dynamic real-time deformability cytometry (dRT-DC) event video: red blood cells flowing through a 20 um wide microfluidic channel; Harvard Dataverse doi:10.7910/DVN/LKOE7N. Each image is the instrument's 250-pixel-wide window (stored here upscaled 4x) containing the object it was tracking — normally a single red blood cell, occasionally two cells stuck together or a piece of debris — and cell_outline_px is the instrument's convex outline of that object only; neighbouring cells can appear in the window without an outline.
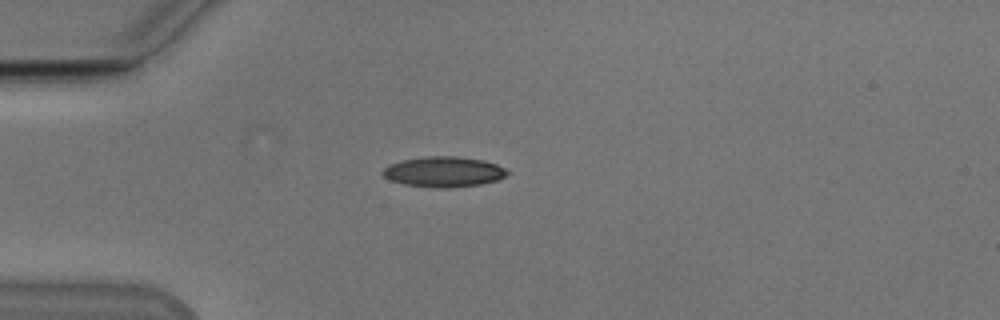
{"species": "Egyptian fruit bat (a non-hibernating species)", "species_latin": "Rousettus aegyptiacus", "temperature_condition": "cold", "stored_images_in_passage": 40, "camera_frame_rate_fps": 3000, "um_per_image_px": 0.085, "animal": {"sex": "male"}, "frame": {"image": 1, "passage_image": 1, "time_ms": 0.0, "image_size_px": [1000, 320], "cell_outline_px": [[508, 176], [496, 180], [480, 184], [448, 188], [436, 188], [404, 184], [388, 180], [380, 172], [388, 164], [400, 160], [424, 156], [456, 156], [484, 160], [496, 164], [504, 168], [508, 172]], "centroid_in_image_um": [37.67, 14.59], "position_along_channel_um": 47.3, "area_um2": 22.25}}
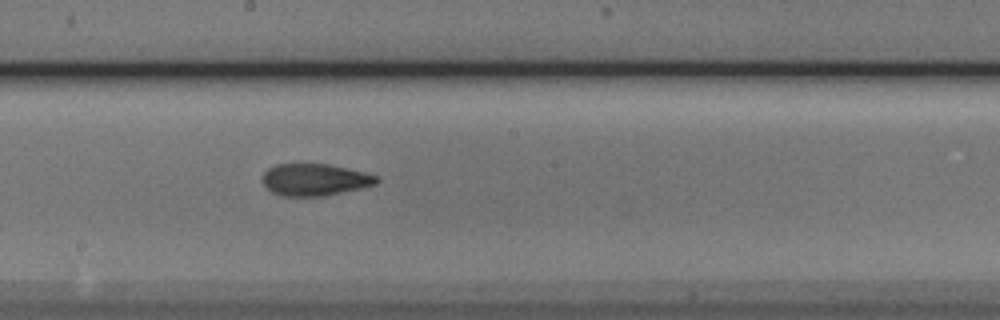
{"frame": {"image": 2, "passage_image": 16, "time_ms": 5.0, "image_size_px": [1000, 320], "cell_outline_px": [[380, 180], [376, 184], [360, 188], [324, 196], [280, 196], [264, 188], [260, 180], [264, 172], [268, 168], [276, 164], [328, 164], [364, 172], [376, 176]], "centroid_in_image_um": [26.68, 15.28], "position_along_channel_um": 221.5, "area_um2": 21.39}}
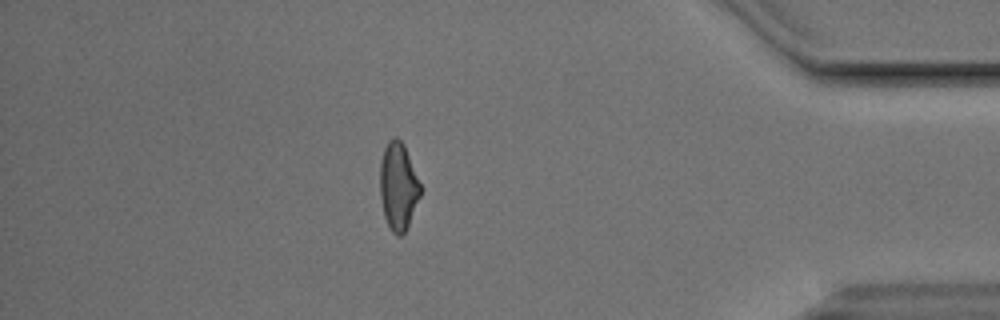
{"frame": {"image": 3, "passage_image": 33, "time_ms": 10.667, "image_size_px": [1000, 320], "cell_outline_px": [[420, 196], [408, 224], [404, 232], [400, 236], [396, 236], [392, 232], [384, 216], [380, 196], [380, 164], [384, 148], [388, 140], [396, 136], [404, 144], [420, 184]], "centroid_in_image_um": [33.83, 15.82], "position_along_channel_um": 401.4, "area_um2": 20.35}, "authors_computed_cell_mechanics": {"area_um2": 21.2126, "velocity_mm_per_s": 3.8538, "shape_relaxation_time_tau1_ms": null, "shape_relaxation_time_tau2_ms": 2.2857, "deformation_change_tau1": null, "deformation_change_tau2": 0.105}}